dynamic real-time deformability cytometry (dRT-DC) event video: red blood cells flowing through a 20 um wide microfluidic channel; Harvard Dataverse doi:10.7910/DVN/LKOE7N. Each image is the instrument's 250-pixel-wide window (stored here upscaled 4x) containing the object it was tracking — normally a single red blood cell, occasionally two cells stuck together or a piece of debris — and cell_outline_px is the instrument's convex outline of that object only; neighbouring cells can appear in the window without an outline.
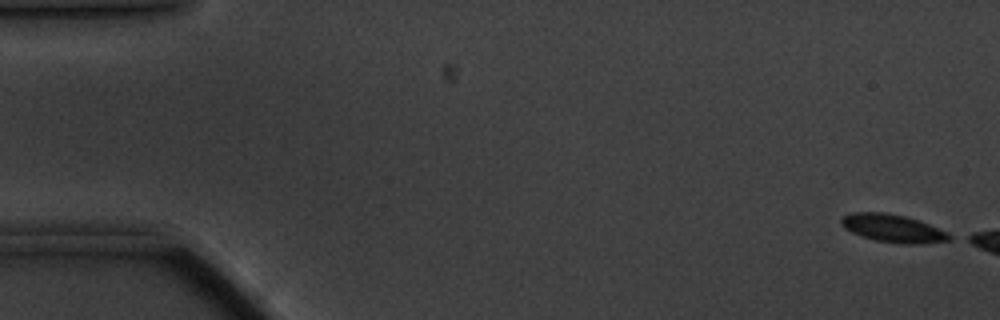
{"species": "common noctule bat (a hibernating species)", "species_latin": "Nyctalus noctula", "temperature_condition": "cold", "stored_images_in_passage": 16, "camera_frame_rate_fps": 3000, "um_per_image_px": 0.085, "animal": {"sex": "male", "body_mass_g": 20.1, "forearm_length_mm": 53.5}, "frame": {"image": 1, "passage_image": 1, "time_ms": 0.0, "image_size_px": [1000, 320], "cell_outline_px": [[956, 236], [952, 240], [920, 244], [904, 244], [876, 240], [852, 232], [844, 228], [840, 224], [840, 220], [844, 216], [852, 212], [884, 212], [904, 216], [928, 224], [948, 232]], "centroid_in_image_um": [75.94, 19.41], "position_along_channel_um": 9.1, "area_um2": 17.51}}
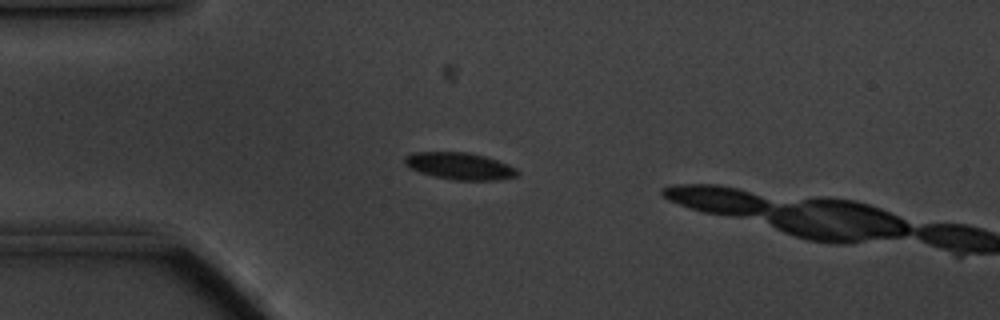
{"frame": {"image": 2, "passage_image": 14, "time_ms": 4.333, "image_size_px": [1000, 320], "cell_outline_px": [[520, 172], [516, 176], [496, 180], [452, 180], [420, 172], [404, 164], [404, 156], [412, 152], [468, 152], [484, 156], [496, 160], [516, 168]], "centroid_in_image_um": [39.06, 14.11], "position_along_channel_um": 45.9, "area_um2": 17.57}}